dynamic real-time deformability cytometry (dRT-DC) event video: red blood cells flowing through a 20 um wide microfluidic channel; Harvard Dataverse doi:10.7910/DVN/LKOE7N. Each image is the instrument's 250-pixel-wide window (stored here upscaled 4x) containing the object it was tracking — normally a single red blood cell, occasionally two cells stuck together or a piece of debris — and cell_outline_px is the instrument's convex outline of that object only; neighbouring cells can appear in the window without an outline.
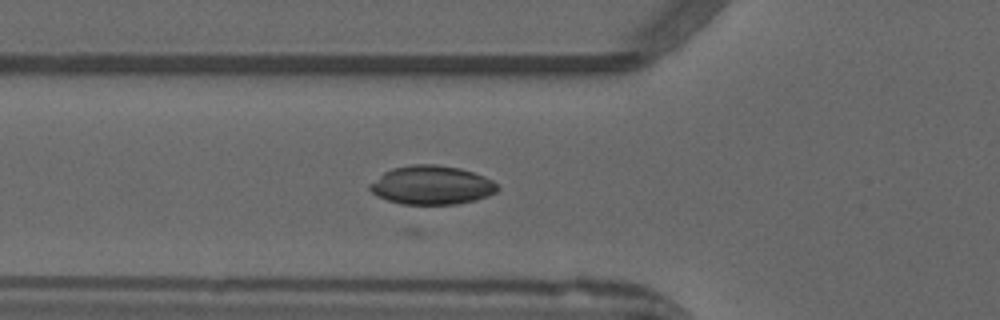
{"species": "common noctule bat (a hibernating species)", "species_latin": "Nyctalus noctula", "temperature_condition": "warm", "stored_images_in_passage": 26, "camera_frame_rate_fps": 3000, "um_per_image_px": 0.085, "animal": {"sex": "male", "forearm_length_mm": 52.5}, "frame": {"image": 1, "passage_image": 6, "time_ms": 1.667, "image_size_px": [1000, 320], "cell_outline_px": [[500, 188], [496, 192], [488, 196], [476, 200], [456, 204], [400, 204], [376, 196], [368, 188], [368, 184], [384, 172], [392, 168], [412, 164], [436, 164], [460, 168], [484, 176], [492, 180]], "centroid_in_image_um": [36.68, 15.73], "position_along_channel_um": 89.1, "area_um2": 29.02}}
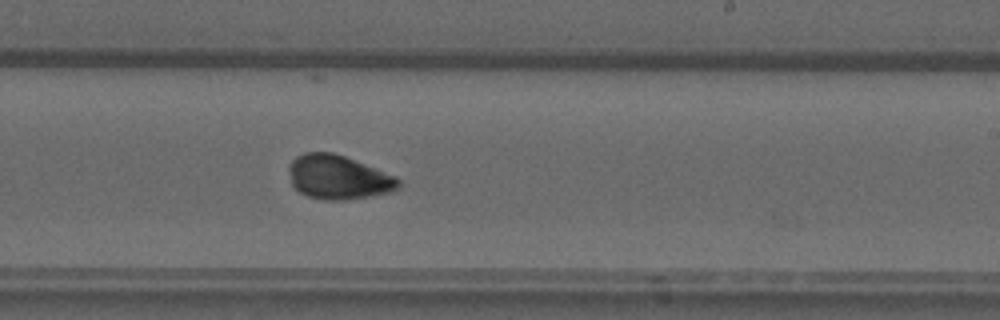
{"frame": {"image": 2, "passage_image": 19, "time_ms": 6.0, "image_size_px": [1000, 320], "cell_outline_px": [[400, 188], [392, 192], [372, 196], [344, 200], [324, 200], [308, 196], [292, 188], [288, 168], [292, 160], [296, 156], [304, 152], [332, 152], [344, 156], [396, 176], [400, 180]], "centroid_in_image_um": [28.75, 15.07], "position_along_channel_um": 260.3, "area_um2": 28.38}}
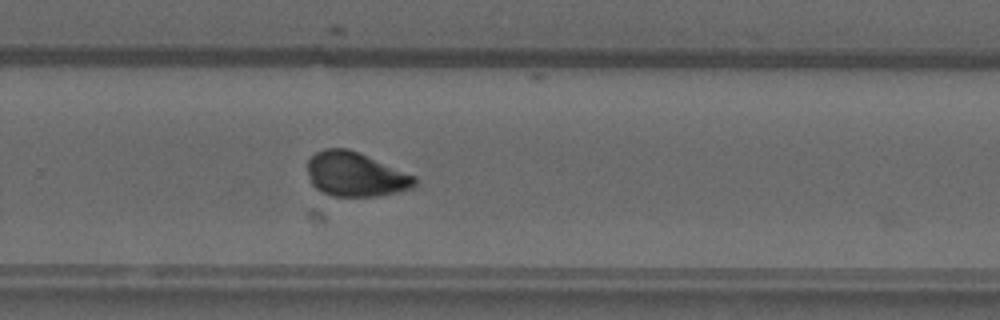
{"frame": {"image": 3, "passage_image": 22, "time_ms": 7.0, "image_size_px": [1000, 320], "cell_outline_px": [[416, 184], [412, 188], [380, 196], [332, 196], [320, 192], [312, 184], [308, 172], [308, 160], [316, 152], [324, 148], [348, 148], [416, 176]], "centroid_in_image_um": [30.21, 14.83], "position_along_channel_um": 299.6, "area_um2": 27.63}}